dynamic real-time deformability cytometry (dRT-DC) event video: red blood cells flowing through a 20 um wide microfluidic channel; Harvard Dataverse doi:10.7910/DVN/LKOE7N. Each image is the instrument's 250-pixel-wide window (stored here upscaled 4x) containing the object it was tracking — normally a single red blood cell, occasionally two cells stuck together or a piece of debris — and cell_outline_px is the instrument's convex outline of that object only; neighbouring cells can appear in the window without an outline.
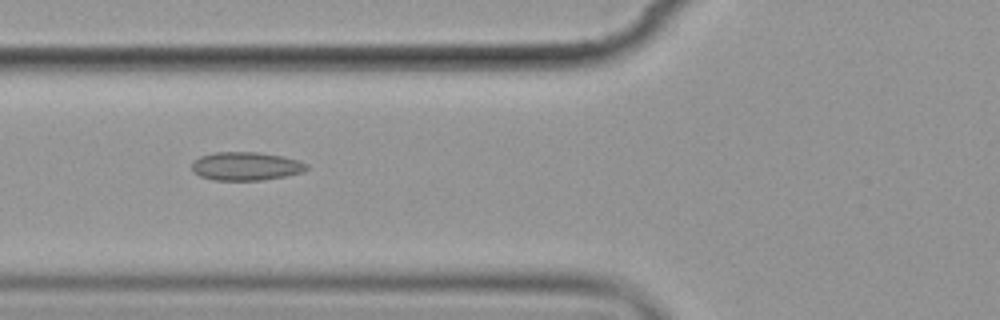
{"species": "common noctule bat (a hibernating species)", "species_latin": "Nyctalus noctula", "temperature_condition": "cold", "stored_images_in_passage": 2, "camera_frame_rate_fps": 3000, "um_per_image_px": 0.085, "animal": {"sex": "female", "body_mass_g": 19.9}, "frame": {"image": 1, "passage_image": 2, "time_ms": 1.0, "image_size_px": [1000, 320], "cell_outline_px": [[308, 168], [304, 172], [284, 176], [260, 180], [212, 180], [200, 176], [192, 172], [192, 164], [200, 156], [212, 152], [256, 152], [284, 156], [308, 164]], "centroid_in_image_um": [20.89, 14.12], "position_along_channel_um": 104.9, "area_um2": 19.02}}